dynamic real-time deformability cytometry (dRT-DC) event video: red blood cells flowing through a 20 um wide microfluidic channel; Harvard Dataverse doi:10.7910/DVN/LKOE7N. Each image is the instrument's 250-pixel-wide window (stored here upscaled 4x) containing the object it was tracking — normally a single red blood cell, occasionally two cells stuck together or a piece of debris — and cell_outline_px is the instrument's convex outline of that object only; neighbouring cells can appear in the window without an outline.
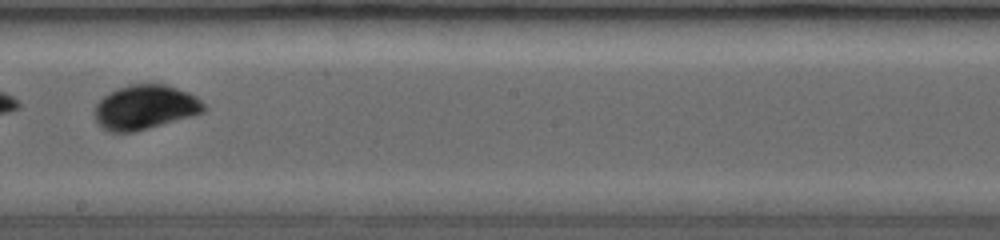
{"species": "common noctule bat (a hibernating species)", "species_latin": "Nyctalus noctula", "temperature_condition": "room temperature", "stored_images_in_passage": 25, "camera_frame_rate_fps": 3500, "um_per_image_px": 0.085, "animal": {"sex": "female", "body_mass_g": 19.0, "forearm_length_mm": 53.3}, "frame": {"image": 1, "passage_image": 15, "time_ms": 9.143, "image_size_px": [1000, 240], "cell_outline_px": [[204, 108], [200, 112], [188, 116], [148, 128], [132, 132], [108, 132], [96, 120], [96, 104], [104, 96], [128, 84], [164, 84], [188, 92], [196, 96], [204, 104]], "centroid_in_image_um": [12.31, 9.1], "position_along_channel_um": 235.9, "area_um2": 27.46}}
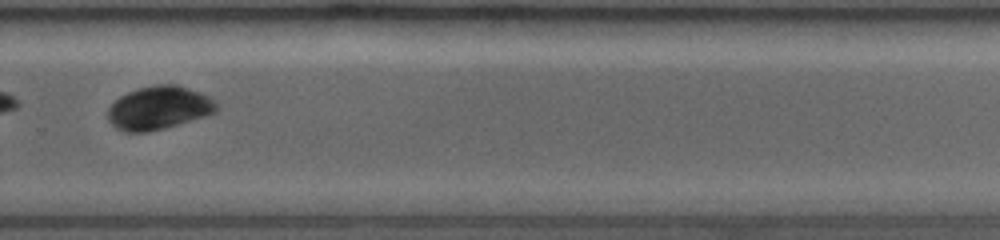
{"frame": {"image": 2, "passage_image": 18, "time_ms": 11.143, "image_size_px": [1000, 240], "cell_outline_px": [[216, 112], [204, 116], [164, 128], [148, 132], [124, 132], [116, 128], [108, 120], [108, 108], [120, 96], [128, 92], [140, 88], [156, 84], [176, 84], [208, 96], [216, 104]], "centroid_in_image_um": [13.46, 9.18], "position_along_channel_um": 316.3, "area_um2": 26.99}, "authors_computed_cell_mechanics": {"area_um2": 27.455, "velocity_mm_per_s": 4.0502, "shape_relaxation_time_tau1_ms": 1.9531, "shape_relaxation_time_tau2_ms": 3.4606, "deformation_change_tau1": 0.0764, "deformation_change_tau2": 0.0359}}